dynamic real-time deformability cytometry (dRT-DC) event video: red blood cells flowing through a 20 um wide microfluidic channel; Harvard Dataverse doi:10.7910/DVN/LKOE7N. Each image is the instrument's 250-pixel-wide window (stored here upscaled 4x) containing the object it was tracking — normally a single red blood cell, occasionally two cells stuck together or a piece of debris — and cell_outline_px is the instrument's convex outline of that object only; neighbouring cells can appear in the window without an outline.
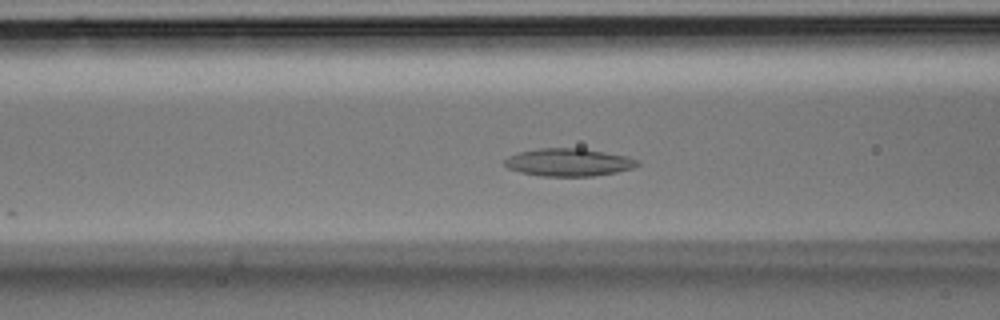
{"species": "Egyptian fruit bat (a non-hibernating species)", "species_latin": "Rousettus aegyptiacus", "temperature_condition": "room temperature", "stored_images_in_passage": 30, "camera_frame_rate_fps": 3000, "um_per_image_px": 0.085, "animal": {"sex": "male"}, "frame": {"image": 1, "passage_image": 14, "time_ms": 4.333, "image_size_px": [1000, 320], "cell_outline_px": [[640, 164], [632, 168], [616, 172], [592, 176], [544, 176], [520, 172], [508, 168], [504, 164], [504, 160], [508, 156], [520, 152], [536, 148], [584, 148], [628, 156], [640, 160]], "centroid_in_image_um": [48.35, 13.78], "position_along_channel_um": 118.2, "area_um2": 21.56}}
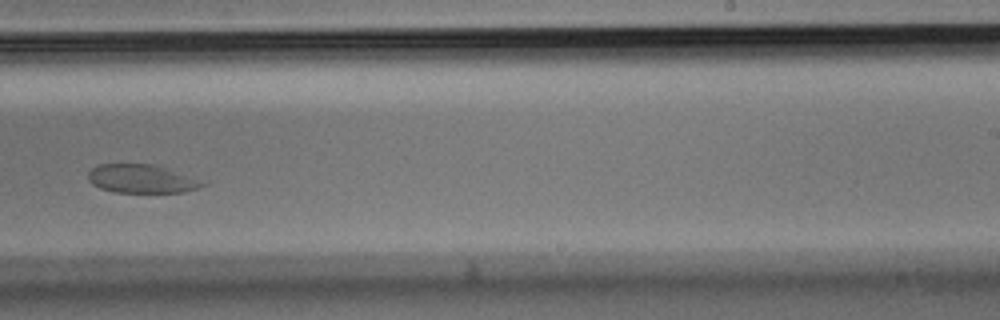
{"frame": {"image": 2, "passage_image": 23, "time_ms": 7.333, "image_size_px": [1000, 320], "cell_outline_px": [[208, 184], [184, 192], [112, 192], [100, 188], [92, 184], [88, 180], [88, 172], [96, 164], [156, 164]], "centroid_in_image_um": [11.94, 15.19], "position_along_channel_um": 277.1, "area_um2": 18.79}}
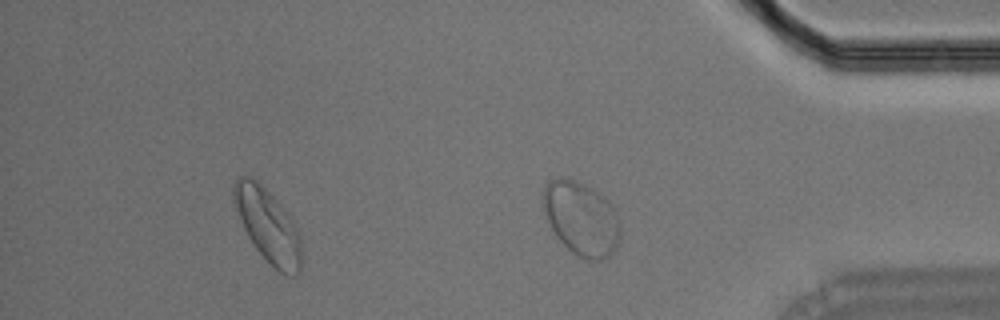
{"frame": {"image": 3, "passage_image": 30, "time_ms": 9.667, "image_size_px": [1000, 320], "cell_outline_px": [[620, 236], [616, 248], [604, 260], [588, 260], [572, 252], [556, 236], [544, 212], [540, 200], [544, 188], [548, 180], [556, 176], [564, 176], [576, 180], [600, 192], [612, 204], [620, 228]], "centroid_in_image_um": [49.38, 18.52], "position_along_channel_um": 385.8, "area_um2": 33.52}}